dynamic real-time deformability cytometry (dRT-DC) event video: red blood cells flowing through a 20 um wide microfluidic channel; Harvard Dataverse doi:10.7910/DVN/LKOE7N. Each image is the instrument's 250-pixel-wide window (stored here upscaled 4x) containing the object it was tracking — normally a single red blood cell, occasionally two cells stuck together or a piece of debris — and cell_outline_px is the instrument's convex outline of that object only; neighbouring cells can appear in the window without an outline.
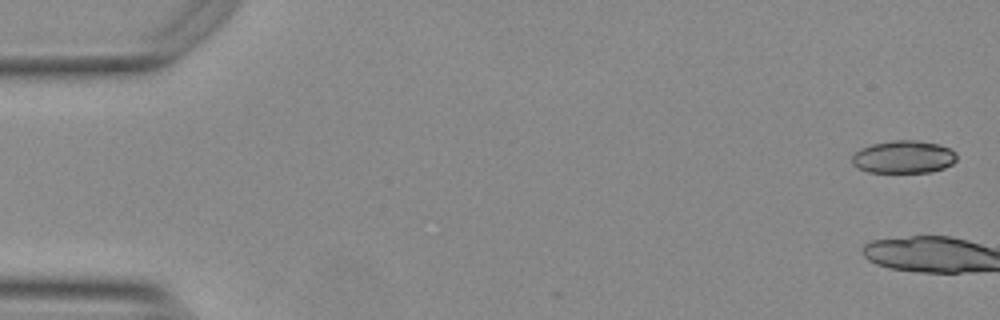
{"species": "Egyptian fruit bat (a non-hibernating species)", "species_latin": "Rousettus aegyptiacus", "temperature_condition": "warm", "stored_images_in_passage": 3, "camera_frame_rate_fps": 3000, "um_per_image_px": 0.085, "animal": {"sex": "female"}, "frame": {"image": 1, "passage_image": 1, "time_ms": 0.0, "image_size_px": [1000, 320], "cell_outline_px": [[956, 160], [952, 164], [944, 168], [932, 172], [868, 172], [856, 168], [852, 164], [852, 156], [856, 152], [872, 144], [892, 140], [916, 140], [936, 144], [948, 148], [956, 152]], "centroid_in_image_um": [76.8, 13.35], "position_along_channel_um": 8.2, "area_um2": 19.88}}